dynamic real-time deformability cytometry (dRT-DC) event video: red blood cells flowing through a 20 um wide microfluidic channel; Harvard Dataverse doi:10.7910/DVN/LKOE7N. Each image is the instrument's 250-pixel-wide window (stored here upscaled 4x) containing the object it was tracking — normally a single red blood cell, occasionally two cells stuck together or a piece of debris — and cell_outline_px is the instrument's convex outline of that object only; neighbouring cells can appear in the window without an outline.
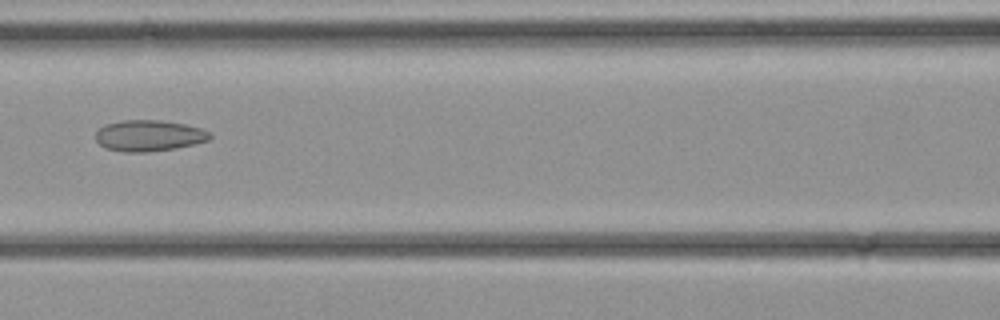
{"species": "common noctule bat (a hibernating species)", "species_latin": "Nyctalus noctula", "temperature_condition": "cold", "stored_images_in_passage": 25, "camera_frame_rate_fps": 3000, "um_per_image_px": 0.085, "animal": {"sex": "female", "body_mass_g": 21.9}, "frame": {"image": 1, "passage_image": 6, "time_ms": 1.667, "image_size_px": [1000, 320], "cell_outline_px": [[212, 136], [208, 140], [196, 144], [176, 148], [144, 152], [124, 152], [104, 148], [96, 140], [96, 132], [104, 124], [120, 120], [160, 120], [184, 124], [200, 128], [212, 132]], "centroid_in_image_um": [12.66, 11.53], "position_along_channel_um": 153.9, "area_um2": 20.87}}
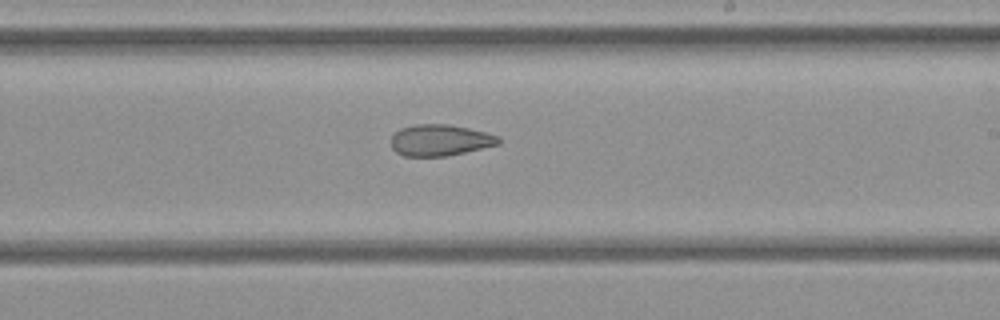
{"frame": {"image": 2, "passage_image": 11, "time_ms": 3.333, "image_size_px": [1000, 320], "cell_outline_px": [[500, 144], [448, 156], [404, 156], [396, 152], [392, 148], [392, 136], [400, 128], [416, 124], [448, 124], [468, 128], [500, 136]], "centroid_in_image_um": [37.41, 11.92], "position_along_channel_um": 251.6, "area_um2": 19.59}}
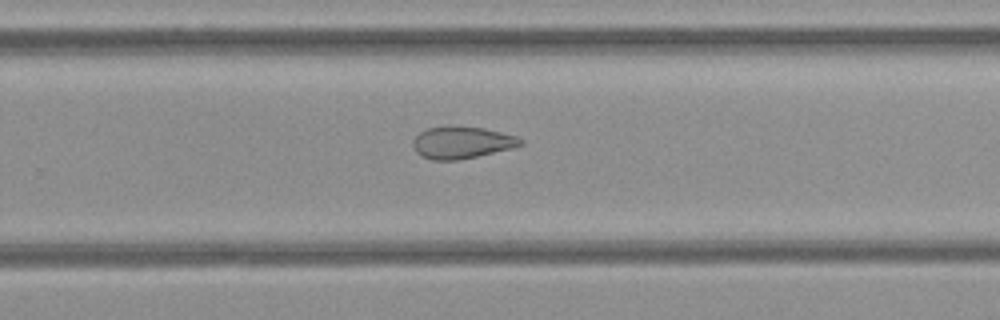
{"frame": {"image": 3, "passage_image": 13, "time_ms": 4.0, "image_size_px": [1000, 320], "cell_outline_px": [[524, 144], [512, 148], [476, 156], [456, 160], [432, 160], [420, 156], [416, 152], [412, 144], [412, 140], [420, 132], [428, 128], [448, 124], [484, 128], [516, 136], [524, 140]], "centroid_in_image_um": [39.22, 12.09], "position_along_channel_um": 290.6, "area_um2": 20.35}}